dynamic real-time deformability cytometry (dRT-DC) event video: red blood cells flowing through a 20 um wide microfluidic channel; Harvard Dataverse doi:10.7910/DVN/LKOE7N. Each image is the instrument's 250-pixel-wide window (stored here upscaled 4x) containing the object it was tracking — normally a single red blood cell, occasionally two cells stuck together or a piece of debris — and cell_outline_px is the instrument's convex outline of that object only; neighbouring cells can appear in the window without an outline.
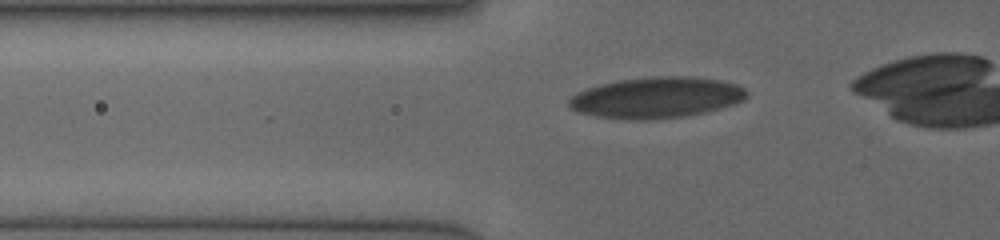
{"species": "human", "species_latin": "Homo sapiens", "temperature_condition": "cold", "stored_images_in_passage": 19, "camera_frame_rate_fps": 3000, "um_per_image_px": 0.085, "donor": {"sex": "female"}, "frame": {"image": 1, "passage_image": 7, "time_ms": 1.667, "image_size_px": [1000, 240], "cell_outline_px": [[748, 96], [744, 100], [720, 108], [704, 112], [684, 116], [644, 120], [624, 120], [596, 116], [576, 112], [568, 104], [568, 100], [576, 92], [588, 88], [620, 80], [652, 76], [692, 76], [720, 80], [736, 84], [744, 88], [748, 92]], "centroid_in_image_um": [55.8, 8.29], "position_along_channel_um": 70.0, "area_um2": 42.48}}
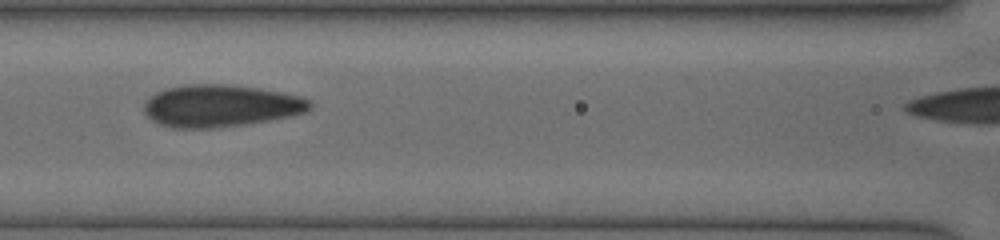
{"frame": {"image": 2, "passage_image": 15, "time_ms": 3.667, "image_size_px": [1000, 240], "cell_outline_px": [[312, 108], [308, 112], [292, 116], [248, 124], [212, 128], [172, 128], [160, 124], [152, 120], [144, 112], [144, 100], [156, 92], [164, 88], [180, 84], [228, 84], [260, 88], [300, 96], [308, 100], [312, 104]], "centroid_in_image_um": [18.74, 8.99], "position_along_channel_um": 147.9, "area_um2": 41.27}}
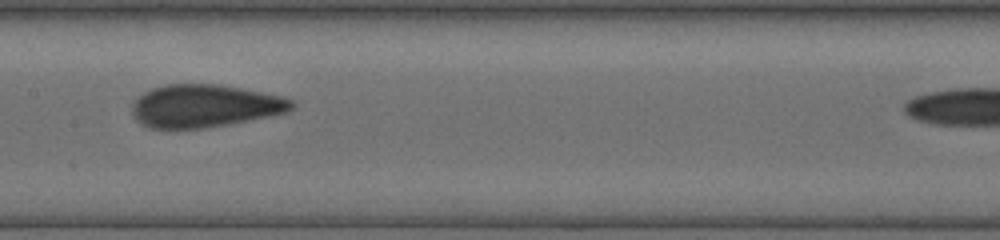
{"frame": {"image": 3, "passage_image": 18, "time_ms": 4.667, "image_size_px": [1000, 240], "cell_outline_px": [[296, 108], [288, 112], [272, 116], [228, 124], [204, 128], [152, 128], [136, 120], [132, 112], [132, 104], [144, 92], [152, 88], [164, 84], [220, 84], [280, 96], [292, 100], [296, 104]], "centroid_in_image_um": [17.43, 9.0], "position_along_channel_um": 190.0, "area_um2": 39.71}}